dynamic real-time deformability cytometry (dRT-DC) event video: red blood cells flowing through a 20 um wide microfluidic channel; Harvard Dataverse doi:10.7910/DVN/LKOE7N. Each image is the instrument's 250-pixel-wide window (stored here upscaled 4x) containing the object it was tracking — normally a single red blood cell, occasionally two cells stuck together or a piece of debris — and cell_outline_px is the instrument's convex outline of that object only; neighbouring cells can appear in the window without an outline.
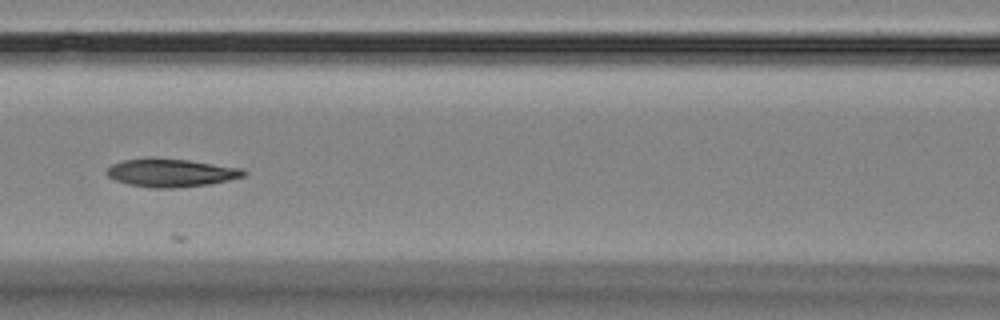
{"species": "Egyptian fruit bat (a non-hibernating species)", "species_latin": "Rousettus aegyptiacus", "temperature_condition": "room temperature", "stored_images_in_passage": 7, "camera_frame_rate_fps": 3000, "um_per_image_px": 0.085, "animal": {"sex": "female"}, "frame": {"image": 1, "passage_image": 6, "time_ms": 6.0, "image_size_px": [1000, 320], "cell_outline_px": [[248, 172], [244, 176], [228, 180], [208, 184], [172, 188], [152, 188], [128, 184], [116, 180], [108, 176], [104, 172], [112, 164], [124, 160], [148, 156], [152, 156], [188, 160], [244, 168]], "centroid_in_image_um": [14.52, 14.66], "position_along_channel_um": 152.1, "area_um2": 22.77}}
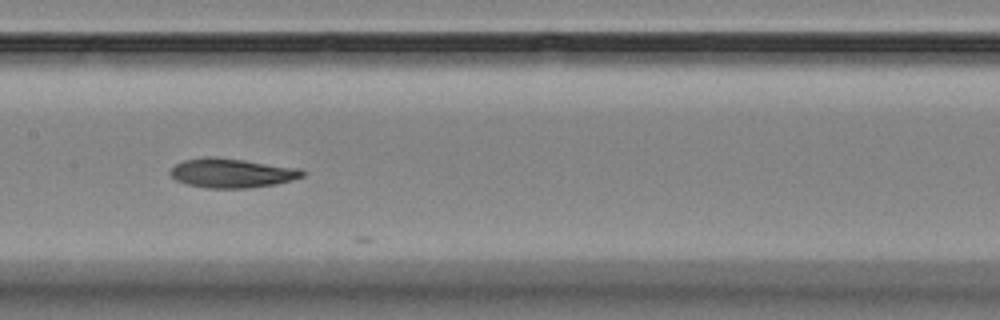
{"frame": {"image": 2, "passage_image": 7, "time_ms": 7.0, "image_size_px": [1000, 320], "cell_outline_px": [[308, 172], [304, 176], [292, 180], [276, 184], [248, 188], [208, 188], [188, 184], [176, 180], [168, 172], [176, 164], [184, 160], [204, 156], [212, 156], [244, 160], [300, 168]], "centroid_in_image_um": [19.73, 14.7], "position_along_channel_um": 187.7, "area_um2": 22.66}}